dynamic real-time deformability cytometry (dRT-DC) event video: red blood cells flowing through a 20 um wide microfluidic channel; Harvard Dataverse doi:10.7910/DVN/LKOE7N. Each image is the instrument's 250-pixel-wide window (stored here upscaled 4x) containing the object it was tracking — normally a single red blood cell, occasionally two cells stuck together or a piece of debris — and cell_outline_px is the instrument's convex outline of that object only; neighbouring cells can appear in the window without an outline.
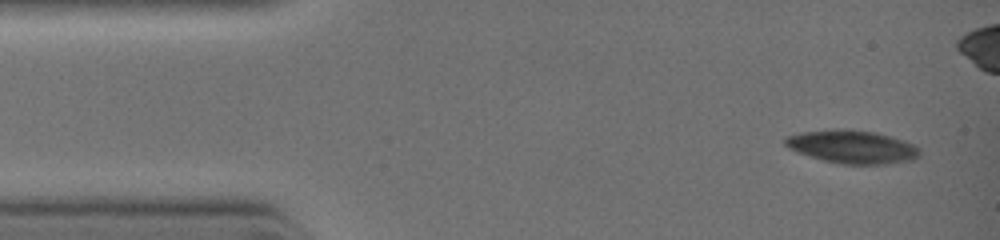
{"species": "common noctule bat (a hibernating species)", "species_latin": "Nyctalus noctula", "temperature_condition": "warm", "stored_images_in_passage": 9, "camera_frame_rate_fps": 3000, "um_per_image_px": 0.085, "animal": {"sex": "female", "body_mass_g": 19.0, "forearm_length_mm": 51.5}, "frame": {"image": 1, "passage_image": 1, "time_ms": 0.0, "image_size_px": [1000, 240], "cell_outline_px": [[916, 156], [900, 160], [876, 164], [848, 164], [824, 160], [800, 152], [784, 144], [784, 140], [788, 136], [800, 132], [832, 128], [848, 128], [876, 132], [892, 136], [904, 140], [912, 144], [916, 148]], "centroid_in_image_um": [72.34, 12.42], "position_along_channel_um": 12.7, "area_um2": 25.14}}